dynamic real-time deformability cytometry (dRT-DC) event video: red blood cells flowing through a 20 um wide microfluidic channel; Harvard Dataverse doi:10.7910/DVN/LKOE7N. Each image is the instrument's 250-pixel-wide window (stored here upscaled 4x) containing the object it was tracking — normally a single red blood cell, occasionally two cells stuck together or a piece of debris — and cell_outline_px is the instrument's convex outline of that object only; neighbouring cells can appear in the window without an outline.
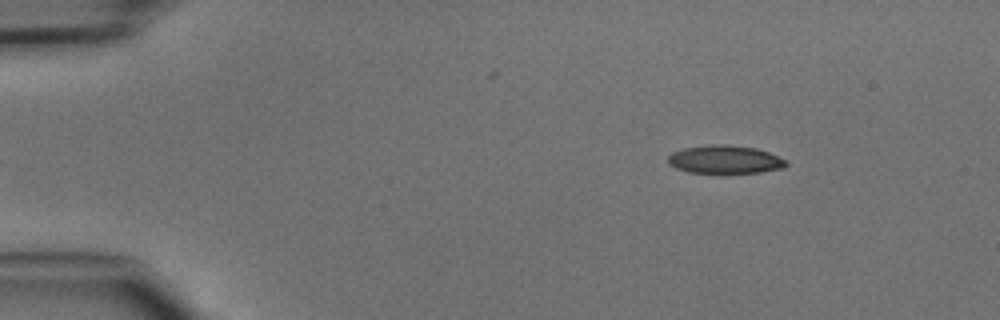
{"species": "common noctule bat (a hibernating species)", "species_latin": "Nyctalus noctula", "temperature_condition": "cold", "stored_images_in_passage": 41, "camera_frame_rate_fps": 3000, "um_per_image_px": 0.085, "animal": {"sex": "male", "body_mass_g": 15.6}, "frame": {"image": 1, "passage_image": 1, "time_ms": 0.0, "image_size_px": [1000, 320], "cell_outline_px": [[788, 164], [784, 168], [760, 172], [688, 172], [676, 168], [668, 164], [668, 156], [672, 152], [684, 148], [712, 144], [724, 144], [756, 148], [768, 152], [788, 160]], "centroid_in_image_um": [61.63, 13.55], "position_along_channel_um": 23.4, "area_um2": 19.31}}
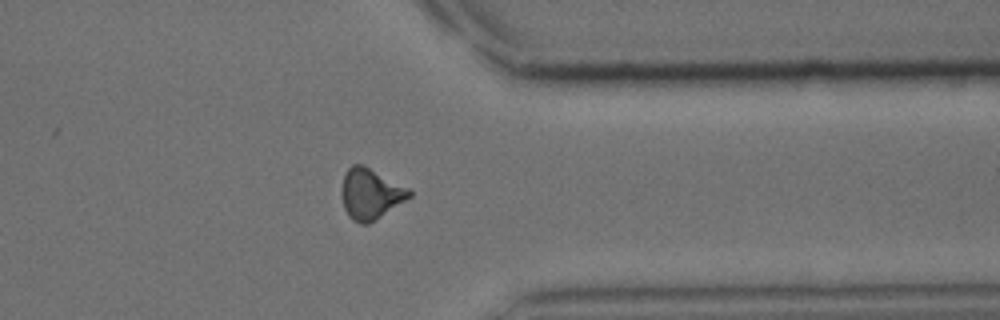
{"frame": {"image": 2, "passage_image": 32, "time_ms": 10.333, "image_size_px": [1000, 320], "cell_outline_px": [[412, 196], [368, 224], [360, 224], [352, 220], [348, 216], [344, 208], [340, 196], [340, 192], [344, 172], [352, 164], [364, 164], [408, 188], [412, 192]], "centroid_in_image_um": [31.44, 16.46], "position_along_channel_um": 380.0, "area_um2": 20.17}}
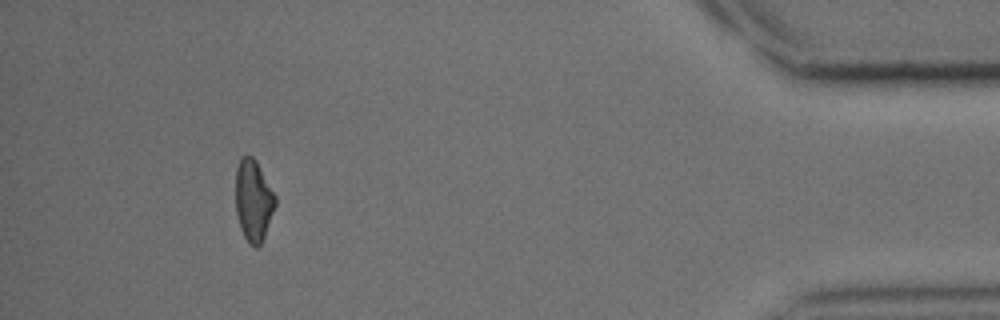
{"frame": {"image": 3, "passage_image": 38, "time_ms": 12.333, "image_size_px": [1000, 320], "cell_outline_px": [[276, 204], [264, 236], [260, 244], [256, 248], [248, 244], [240, 228], [236, 212], [236, 168], [240, 160], [244, 156], [252, 156], [256, 160], [276, 196]], "centroid_in_image_um": [21.54, 17.05], "position_along_channel_um": 413.7, "area_um2": 18.73}}